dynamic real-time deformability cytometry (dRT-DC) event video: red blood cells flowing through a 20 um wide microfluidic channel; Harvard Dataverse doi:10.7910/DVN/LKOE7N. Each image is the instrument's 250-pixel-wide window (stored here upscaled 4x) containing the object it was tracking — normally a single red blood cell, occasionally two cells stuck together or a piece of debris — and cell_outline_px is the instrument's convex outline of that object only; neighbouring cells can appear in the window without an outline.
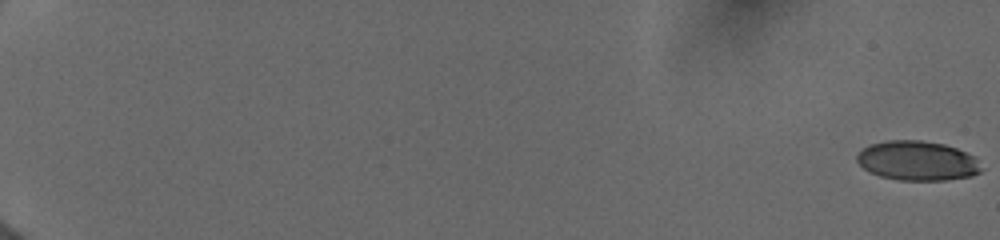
{"species": "human", "species_latin": "Homo sapiens", "temperature_condition": "cold", "stored_images_in_passage": 54, "camera_frame_rate_fps": 3000, "um_per_image_px": 0.085, "donor": {"sex": "female"}, "frame": {"image": 1, "passage_image": 1, "time_ms": 0.0, "image_size_px": [1000, 240], "cell_outline_px": [[984, 168], [980, 172], [972, 176], [944, 180], [900, 180], [880, 176], [864, 168], [856, 160], [856, 156], [868, 144], [888, 140], [920, 140], [944, 144], [956, 148], [976, 156]], "centroid_in_image_um": [78.02, 13.66], "position_along_channel_um": 7.0, "area_um2": 28.78}}
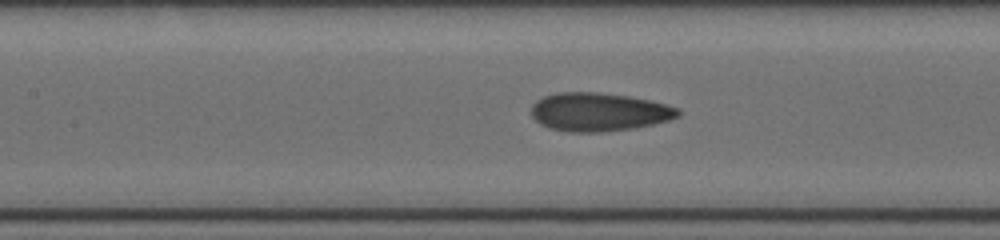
{"frame": {"image": 2, "passage_image": 33, "time_ms": 9.667, "image_size_px": [1000, 240], "cell_outline_px": [[680, 116], [668, 120], [652, 124], [632, 128], [600, 132], [568, 132], [548, 128], [540, 124], [532, 116], [532, 104], [536, 100], [544, 96], [556, 92], [596, 92], [628, 96], [648, 100], [680, 108]], "centroid_in_image_um": [50.87, 9.51], "position_along_channel_um": 156.5, "area_um2": 32.83}}
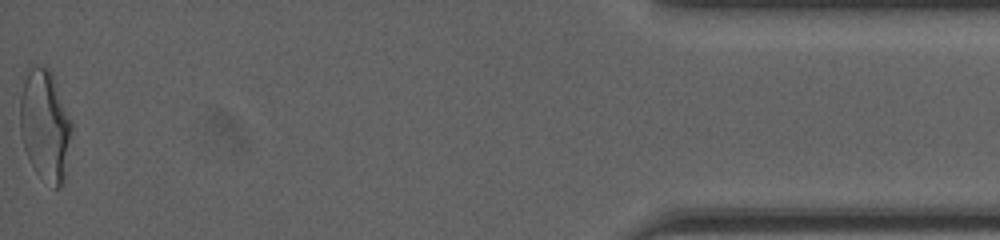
{"frame": {"image": 3, "passage_image": 54, "time_ms": 18.333, "image_size_px": [1000, 240], "cell_outline_px": [[72, 128], [64, 184], [60, 188], [56, 188], [36, 172], [28, 160], [24, 148], [20, 132], [20, 96], [24, 68], [28, 64], [36, 64], [48, 68], [52, 72], [72, 120]], "centroid_in_image_um": [3.81, 10.57], "position_along_channel_um": 431.4, "area_um2": 34.33}, "authors_computed_cell_mechanics": {"area_um2": 31.0386, "velocity_mm_per_s": 4.0055, "shape_relaxation_time_tau1_ms": 9.3313, "shape_relaxation_time_tau2_ms": 1.2557, "deformation_change_tau1": 0.2376, "deformation_change_tau2": 0.0932}}